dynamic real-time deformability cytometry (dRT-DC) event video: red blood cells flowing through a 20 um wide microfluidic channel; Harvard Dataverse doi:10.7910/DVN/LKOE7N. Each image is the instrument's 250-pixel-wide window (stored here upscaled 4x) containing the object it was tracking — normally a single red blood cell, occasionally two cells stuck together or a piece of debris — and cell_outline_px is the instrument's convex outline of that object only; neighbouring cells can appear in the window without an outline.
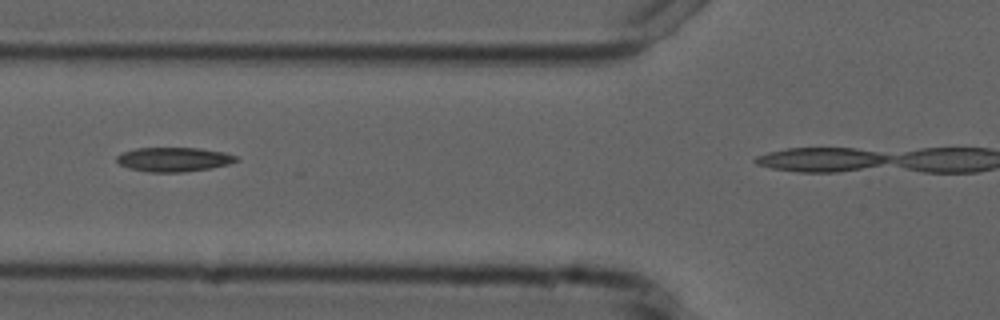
{"species": "common noctule bat (a hibernating species)", "species_latin": "Nyctalus noctula", "temperature_condition": "cold", "stored_images_in_passage": 4, "camera_frame_rate_fps": 3000, "um_per_image_px": 0.085, "animal": {"sex": "male", "forearm_length_mm": 52.5}, "frame": {"image": 1, "passage_image": 2, "time_ms": 1.333, "image_size_px": [1000, 320], "cell_outline_px": [[240, 160], [228, 164], [212, 168], [184, 172], [152, 172], [128, 168], [120, 164], [116, 160], [116, 156], [124, 152], [136, 148], [196, 148], [224, 152], [236, 156]], "centroid_in_image_um": [14.78, 13.55], "position_along_channel_um": 111.0, "area_um2": 16.82}}
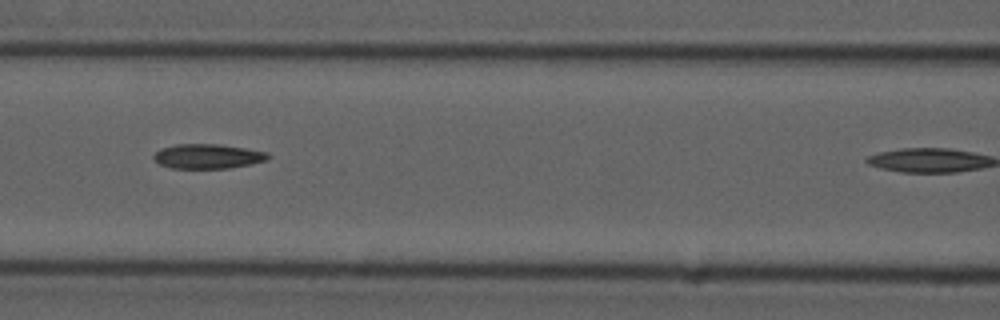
{"frame": {"image": 2, "passage_image": 3, "time_ms": 2.333, "image_size_px": [1000, 320], "cell_outline_px": [[272, 156], [268, 160], [252, 164], [228, 168], [172, 168], [160, 164], [152, 156], [160, 148], [176, 144], [220, 144], [268, 152]], "centroid_in_image_um": [17.7, 13.28], "position_along_channel_um": 148.9, "area_um2": 16.47}}